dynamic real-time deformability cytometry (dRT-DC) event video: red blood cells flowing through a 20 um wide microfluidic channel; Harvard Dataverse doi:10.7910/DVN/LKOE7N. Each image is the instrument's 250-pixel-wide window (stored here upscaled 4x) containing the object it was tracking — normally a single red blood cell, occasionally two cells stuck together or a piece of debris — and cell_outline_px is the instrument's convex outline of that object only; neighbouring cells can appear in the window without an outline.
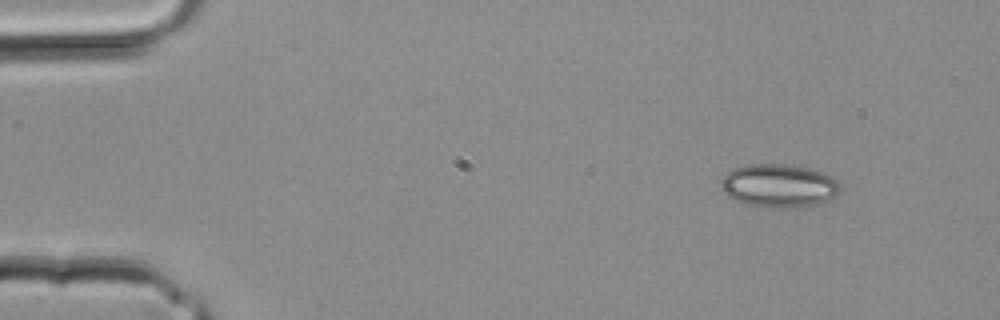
{"species": "common noctule bat (a hibernating species)", "species_latin": "Nyctalus noctula", "temperature_condition": "room temperature", "stored_images_in_passage": 3, "camera_frame_rate_fps": 3000, "um_per_image_px": 0.085, "animal": {"sex": "male", "body_mass_g": 20.4}, "frame": {"image": 1, "passage_image": 1, "time_ms": 0.0, "image_size_px": [1000, 320], "cell_outline_px": [[840, 192], [836, 196], [828, 200], [812, 204], [792, 208], [772, 208], [744, 204], [728, 196], [724, 192], [720, 180], [732, 168], [748, 164], [784, 164], [808, 168], [824, 172], [840, 180]], "centroid_in_image_um": [66.23, 15.78], "position_along_channel_um": 18.8, "area_um2": 30.29}}
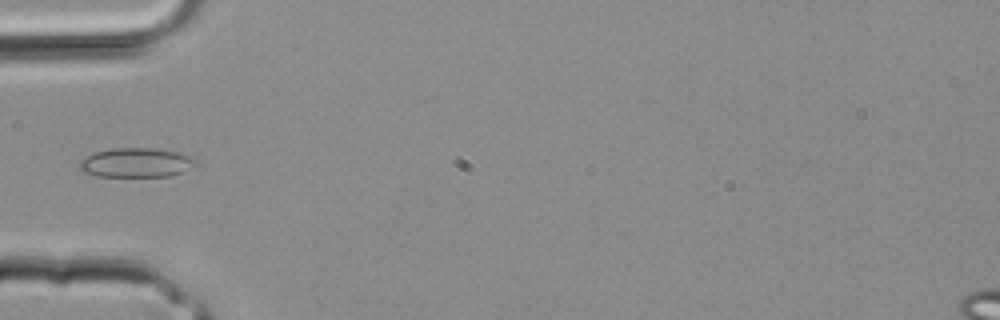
{"frame": {"image": 2, "passage_image": 3, "time_ms": 0.667, "image_size_px": [1000, 320], "cell_outline_px": [[196, 164], [180, 172], [168, 176], [96, 176], [84, 172], [80, 168], [80, 160], [96, 152], [112, 148], [152, 148], [176, 152], [192, 156], [196, 160]], "centroid_in_image_um": [11.56, 13.82], "position_along_channel_um": 73.4, "area_um2": 19.54}}